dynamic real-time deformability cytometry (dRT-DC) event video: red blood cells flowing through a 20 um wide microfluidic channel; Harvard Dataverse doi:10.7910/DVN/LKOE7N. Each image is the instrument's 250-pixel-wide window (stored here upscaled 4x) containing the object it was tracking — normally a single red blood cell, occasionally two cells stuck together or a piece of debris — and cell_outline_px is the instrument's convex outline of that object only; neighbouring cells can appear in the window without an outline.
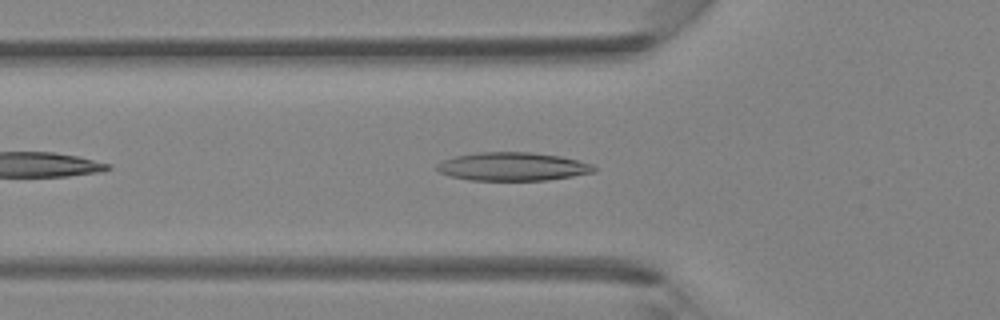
{"species": "Egyptian fruit bat (a non-hibernating species)", "species_latin": "Rousettus aegyptiacus", "temperature_condition": "room temperature", "stored_images_in_passage": 33, "camera_frame_rate_fps": 3000, "um_per_image_px": 0.085, "animal": {"sex": "female"}, "frame": {"image": 1, "passage_image": 5, "time_ms": 1.333, "image_size_px": [1000, 320], "cell_outline_px": [[596, 172], [548, 180], [468, 180], [452, 176], [440, 172], [436, 168], [436, 164], [444, 160], [456, 156], [476, 152], [532, 152], [560, 156], [592, 164], [596, 168]], "centroid_in_image_um": [43.59, 14.15], "position_along_channel_um": 82.2, "area_um2": 25.89}}
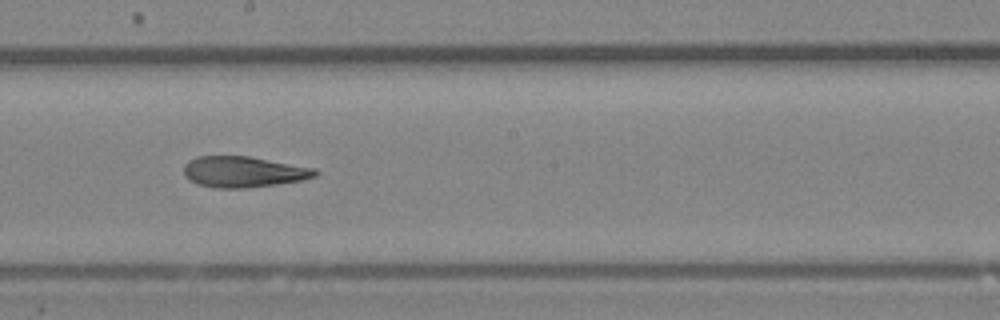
{"frame": {"image": 2, "passage_image": 14, "time_ms": 4.333, "image_size_px": [1000, 320], "cell_outline_px": [[320, 172], [316, 176], [304, 180], [276, 184], [244, 188], [216, 188], [196, 184], [188, 180], [184, 176], [184, 164], [188, 160], [196, 156], [248, 156], [316, 168]], "centroid_in_image_um": [20.68, 14.6], "position_along_channel_um": 227.5, "area_um2": 23.93}}
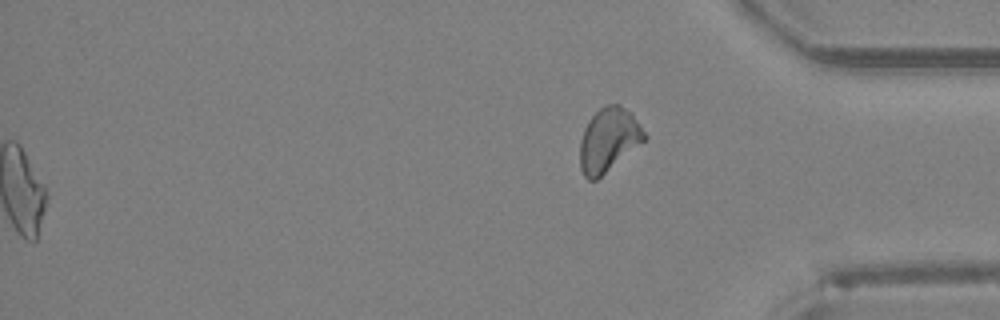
{"frame": {"image": 3, "passage_image": 33, "time_ms": 10.667, "image_size_px": [1000, 320], "cell_outline_px": [[648, 136], [644, 140], [596, 180], [588, 180], [584, 176], [580, 168], [580, 140], [584, 128], [588, 120], [600, 108], [608, 104], [620, 104], [632, 112]], "centroid_in_image_um": [51.72, 11.86], "position_along_channel_um": 383.5, "area_um2": 23.81}}